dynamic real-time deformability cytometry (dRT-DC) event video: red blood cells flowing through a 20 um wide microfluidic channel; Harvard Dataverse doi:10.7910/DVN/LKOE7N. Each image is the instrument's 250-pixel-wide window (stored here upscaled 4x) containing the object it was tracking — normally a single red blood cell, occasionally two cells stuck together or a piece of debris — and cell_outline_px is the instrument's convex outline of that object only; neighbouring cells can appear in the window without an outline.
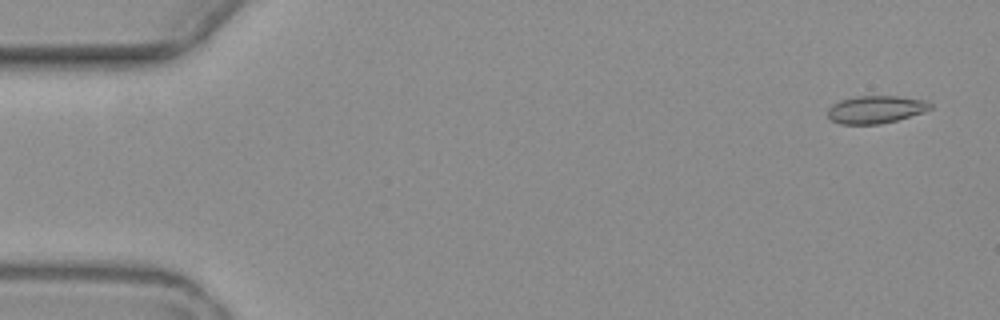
{"species": "common noctule bat (a hibernating species)", "species_latin": "Nyctalus noctula", "temperature_condition": "warm", "stored_images_in_passage": 5, "camera_frame_rate_fps": 3000, "um_per_image_px": 0.085, "animal": {"sex": "female", "body_mass_g": 19.3, "forearm_length_mm": 54.1}, "frame": {"image": 1, "passage_image": 1, "time_ms": 0.0, "image_size_px": [1000, 320], "cell_outline_px": [[932, 108], [896, 120], [880, 124], [840, 124], [832, 120], [828, 116], [828, 108], [832, 104], [840, 100], [856, 96], [896, 96], [924, 100], [932, 104]], "centroid_in_image_um": [74.39, 9.3], "position_along_channel_um": 10.6, "area_um2": 16.3}}
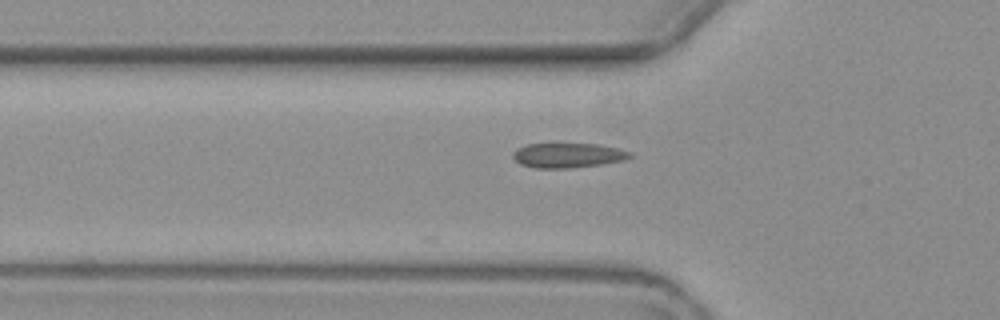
{"frame": {"image": 2, "passage_image": 5, "time_ms": 5.667, "image_size_px": [1000, 320], "cell_outline_px": [[632, 156], [624, 160], [600, 164], [568, 168], [536, 168], [520, 164], [512, 156], [512, 152], [516, 148], [528, 144], [600, 144], [620, 148], [632, 152]], "centroid_in_image_um": [48.28, 13.19], "position_along_channel_um": 77.5, "area_um2": 16.88}}